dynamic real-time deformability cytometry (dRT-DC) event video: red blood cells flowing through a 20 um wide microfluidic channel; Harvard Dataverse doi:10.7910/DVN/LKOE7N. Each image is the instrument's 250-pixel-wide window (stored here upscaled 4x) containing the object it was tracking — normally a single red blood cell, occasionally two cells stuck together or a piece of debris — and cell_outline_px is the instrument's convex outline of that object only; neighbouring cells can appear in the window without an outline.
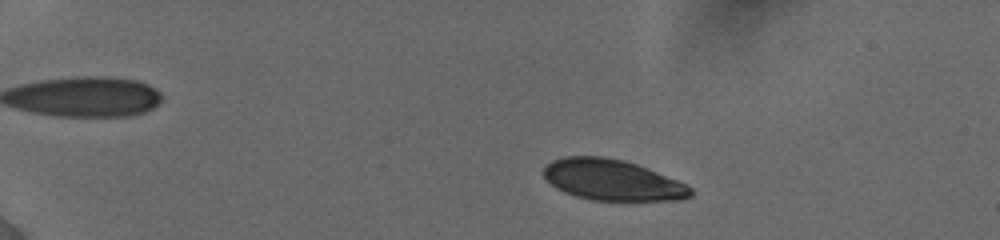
{"species": "human", "species_latin": "Homo sapiens", "temperature_condition": "cold", "stored_images_in_passage": 48, "camera_frame_rate_fps": 3000, "um_per_image_px": 0.085, "donor": {"sex": "female"}, "frame": {"image": 1, "passage_image": 8, "time_ms": 2.0, "image_size_px": [1000, 240], "cell_outline_px": [[692, 196], [680, 200], [592, 200], [576, 196], [556, 188], [544, 176], [544, 164], [552, 160], [564, 156], [604, 156], [624, 160], [636, 164], [676, 180], [692, 188]], "centroid_in_image_um": [52.01, 15.29], "position_along_channel_um": 33.0, "area_um2": 34.74}}
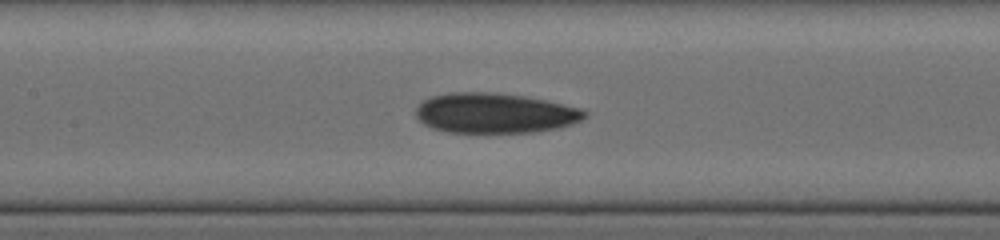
{"frame": {"image": 2, "passage_image": 30, "time_ms": 8.0, "image_size_px": [1000, 240], "cell_outline_px": [[588, 116], [572, 124], [556, 128], [536, 132], [444, 132], [432, 128], [424, 124], [416, 116], [416, 108], [424, 100], [432, 96], [452, 92], [492, 92], [524, 96], [544, 100], [580, 108], [588, 112]], "centroid_in_image_um": [42.06, 9.61], "position_along_channel_um": 165.3, "area_um2": 39.3}}
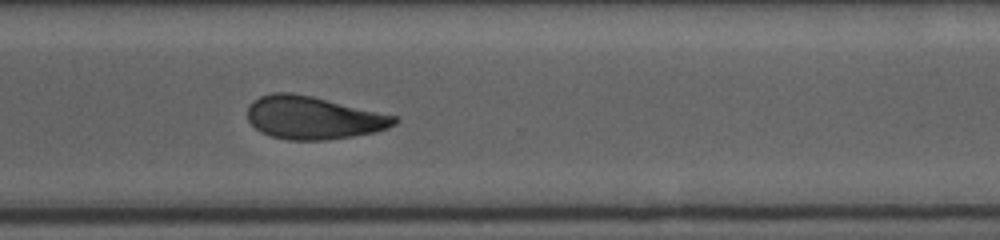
{"frame": {"image": 3, "passage_image": 47, "time_ms": 12.667, "image_size_px": [1000, 240], "cell_outline_px": [[400, 120], [396, 124], [388, 128], [376, 132], [352, 136], [324, 140], [288, 140], [272, 136], [260, 132], [248, 120], [248, 104], [252, 100], [260, 96], [272, 92], [292, 92], [312, 96], [396, 116]], "centroid_in_image_um": [26.61, 10.0], "position_along_channel_um": 344.0, "area_um2": 36.76}}